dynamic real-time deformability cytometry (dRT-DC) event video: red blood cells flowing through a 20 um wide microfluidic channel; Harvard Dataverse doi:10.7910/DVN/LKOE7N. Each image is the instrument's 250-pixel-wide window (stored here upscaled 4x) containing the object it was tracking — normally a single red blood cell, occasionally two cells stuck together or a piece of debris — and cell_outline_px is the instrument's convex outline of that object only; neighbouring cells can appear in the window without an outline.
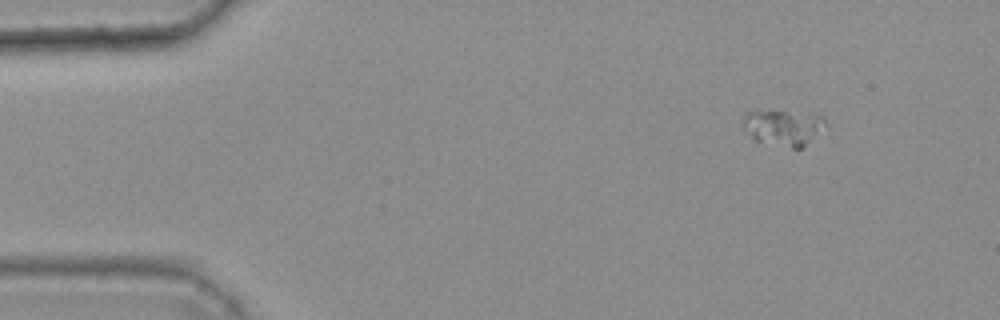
{"species": "common noctule bat (a hibernating species)", "species_latin": "Nyctalus noctula", "temperature_condition": "warm", "stored_images_in_passage": 43, "camera_frame_rate_fps": 3000, "um_per_image_px": 0.085, "animal": {"sex": "female", "body_mass_g": 25.1}, "frame": {"image": 1, "passage_image": 1, "time_ms": 0.0, "image_size_px": [1000, 320], "cell_outline_px": [[824, 124], [800, 148], [792, 148], [752, 140], [744, 128], [744, 116], [748, 112], [808, 112], [824, 116]], "centroid_in_image_um": [66.53, 10.83], "position_along_channel_um": 18.5, "area_um2": 16.47}}
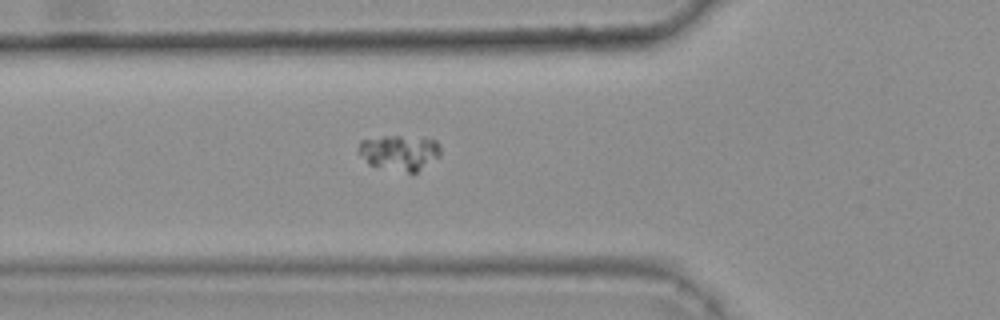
{"frame": {"image": 2, "passage_image": 14, "time_ms": 4.333, "image_size_px": [1000, 320], "cell_outline_px": [[440, 156], [416, 172], [408, 172], [368, 164], [356, 152], [356, 148], [360, 140], [380, 136], [424, 136], [436, 140], [440, 144]], "centroid_in_image_um": [33.94, 12.92], "position_along_channel_um": 91.9, "area_um2": 17.22}}
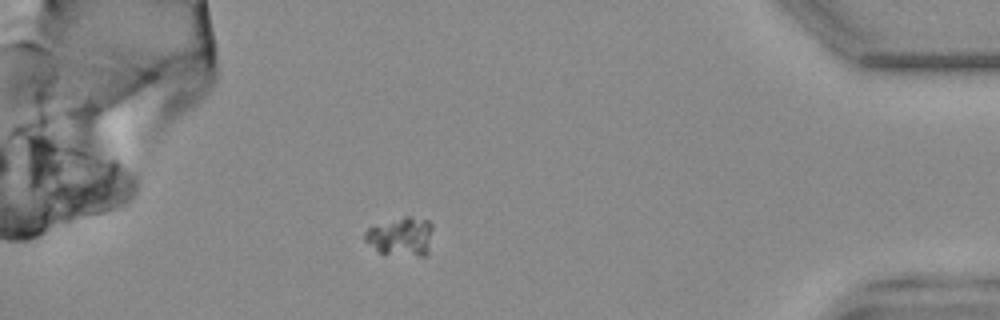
{"frame": {"image": 3, "passage_image": 42, "time_ms": 13.667, "image_size_px": [1000, 320], "cell_outline_px": [[432, 228], [428, 256], [384, 256], [364, 240], [364, 232], [368, 228], [404, 216], [408, 216], [428, 220], [432, 224]], "centroid_in_image_um": [34.09, 20.15], "position_along_channel_um": 401.1, "area_um2": 15.66}}